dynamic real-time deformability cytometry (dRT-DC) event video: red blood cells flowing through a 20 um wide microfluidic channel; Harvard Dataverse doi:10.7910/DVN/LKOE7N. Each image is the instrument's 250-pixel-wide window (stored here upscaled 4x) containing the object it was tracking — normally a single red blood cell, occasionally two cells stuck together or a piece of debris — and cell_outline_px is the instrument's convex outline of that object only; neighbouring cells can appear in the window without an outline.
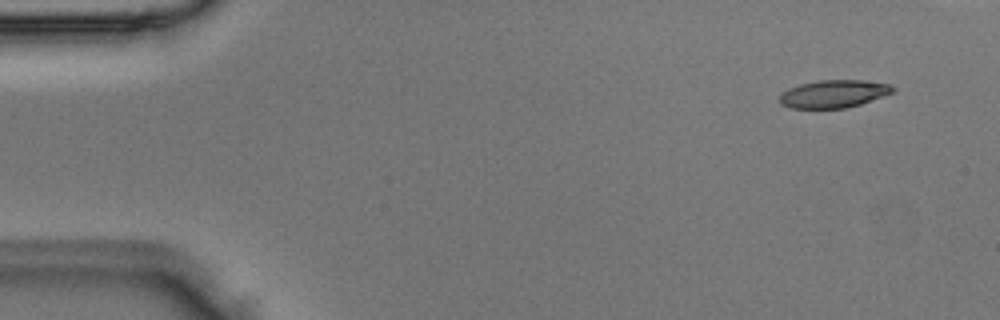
{"species": "Egyptian fruit bat (a non-hibernating species)", "species_latin": "Rousettus aegyptiacus", "temperature_condition": "room temperature", "stored_images_in_passage": 4, "camera_frame_rate_fps": 3000, "um_per_image_px": 0.085, "animal": {"sex": "male"}, "frame": {"image": 1, "passage_image": 1, "time_ms": 0.0, "image_size_px": [1000, 320], "cell_outline_px": [[896, 92], [860, 104], [844, 108], [792, 108], [780, 104], [780, 96], [788, 88], [800, 84], [820, 80], [864, 80], [892, 84], [896, 88]], "centroid_in_image_um": [70.93, 7.97], "position_along_channel_um": 14.1, "area_um2": 18.38}}